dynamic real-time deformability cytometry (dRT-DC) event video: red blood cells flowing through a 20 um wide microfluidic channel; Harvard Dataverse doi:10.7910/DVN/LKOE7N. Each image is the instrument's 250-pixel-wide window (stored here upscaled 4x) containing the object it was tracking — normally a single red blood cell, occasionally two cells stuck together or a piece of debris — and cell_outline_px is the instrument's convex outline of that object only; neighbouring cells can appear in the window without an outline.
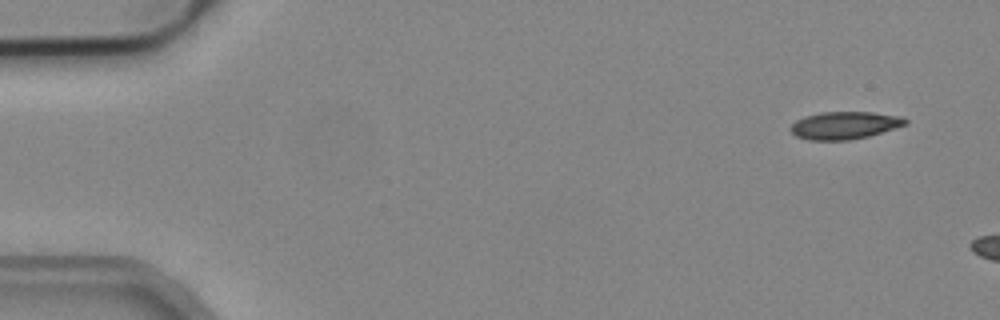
{"species": "common noctule bat (a hibernating species)", "species_latin": "Nyctalus noctula", "temperature_condition": "cold", "stored_images_in_passage": 3, "camera_frame_rate_fps": 3000, "um_per_image_px": 0.085, "animal": {"sex": "male", "body_mass_g": 19.2, "forearm_length_mm": 51.8}, "frame": {"image": 1, "passage_image": 1, "time_ms": 0.0, "image_size_px": [1000, 320], "cell_outline_px": [[908, 124], [868, 136], [848, 140], [808, 140], [796, 136], [788, 128], [796, 120], [804, 116], [820, 112], [872, 112], [904, 116], [908, 120]], "centroid_in_image_um": [71.79, 10.64], "position_along_channel_um": 13.2, "area_um2": 18.55}}